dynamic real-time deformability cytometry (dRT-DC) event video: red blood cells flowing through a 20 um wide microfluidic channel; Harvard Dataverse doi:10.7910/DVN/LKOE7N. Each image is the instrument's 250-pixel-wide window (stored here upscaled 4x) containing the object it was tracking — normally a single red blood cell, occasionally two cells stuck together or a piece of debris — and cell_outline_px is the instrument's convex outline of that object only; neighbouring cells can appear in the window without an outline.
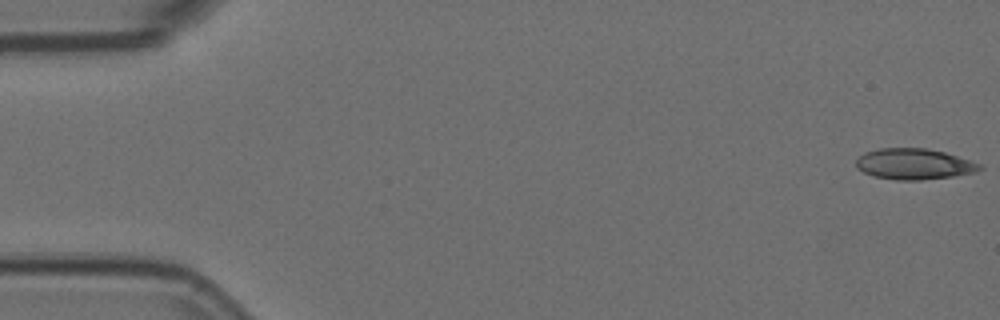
{"species": "Egyptian fruit bat (a non-hibernating species)", "species_latin": "Rousettus aegyptiacus", "temperature_condition": "room temperature", "stored_images_in_passage": 56, "camera_frame_rate_fps": 3000, "um_per_image_px": 0.085, "animal": {"sex": "female"}, "frame": {"image": 1, "passage_image": 1, "time_ms": 0.0, "image_size_px": [1000, 320], "cell_outline_px": [[984, 168], [976, 172], [952, 176], [920, 180], [896, 180], [872, 176], [856, 168], [856, 160], [864, 152], [880, 148], [924, 148], [944, 152], [984, 164]], "centroid_in_image_um": [77.71, 13.94], "position_along_channel_um": 7.3, "area_um2": 22.37}}
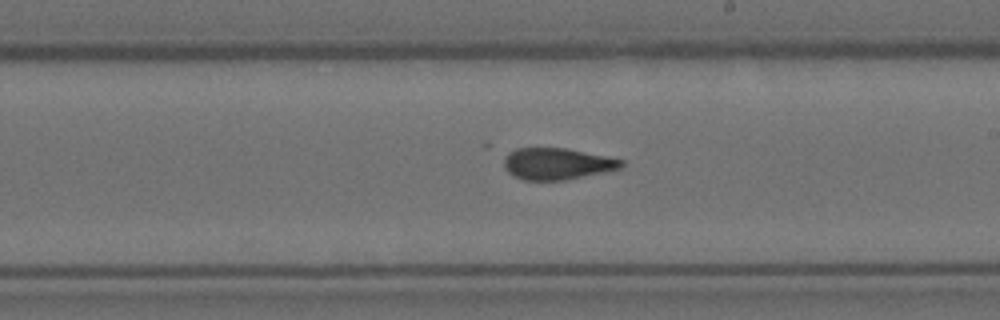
{"frame": {"image": 2, "passage_image": 32, "time_ms": 10.333, "image_size_px": [1000, 320], "cell_outline_px": [[624, 164], [620, 168], [604, 172], [564, 180], [524, 180], [512, 176], [504, 168], [504, 160], [508, 152], [516, 148], [564, 148], [608, 156], [624, 160]], "centroid_in_image_um": [47.33, 13.92], "position_along_channel_um": 241.7, "area_um2": 21.62}}
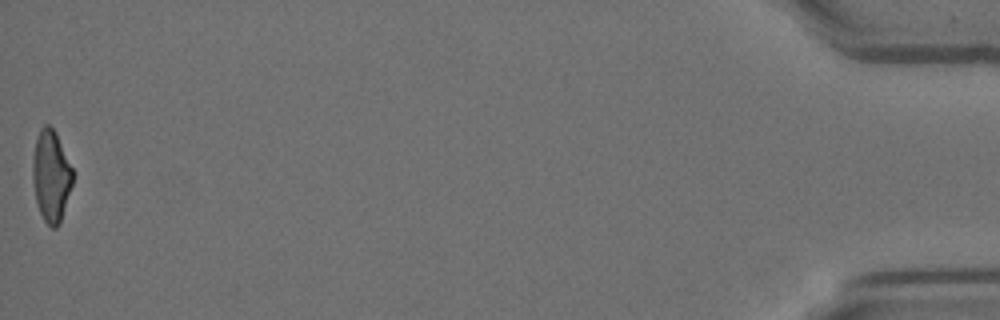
{"frame": {"image": 3, "passage_image": 56, "time_ms": 18.333, "image_size_px": [1000, 320], "cell_outline_px": [[72, 184], [60, 224], [56, 228], [52, 228], [44, 220], [40, 212], [36, 200], [32, 180], [32, 160], [36, 140], [40, 128], [44, 124], [48, 124], [56, 132], [72, 168]], "centroid_in_image_um": [4.33, 14.95], "position_along_channel_um": 430.9, "area_um2": 21.27}, "authors_computed_cell_mechanics": {"area_um2": 22.3686, "velocity_mm_per_s": 3.6355, "shape_relaxation_time_tau1_ms": 7.6326, "shape_relaxation_time_tau2_ms": 5.5428, "deformation_change_tau1": 0.1958, "deformation_change_tau2": 0.1659}}